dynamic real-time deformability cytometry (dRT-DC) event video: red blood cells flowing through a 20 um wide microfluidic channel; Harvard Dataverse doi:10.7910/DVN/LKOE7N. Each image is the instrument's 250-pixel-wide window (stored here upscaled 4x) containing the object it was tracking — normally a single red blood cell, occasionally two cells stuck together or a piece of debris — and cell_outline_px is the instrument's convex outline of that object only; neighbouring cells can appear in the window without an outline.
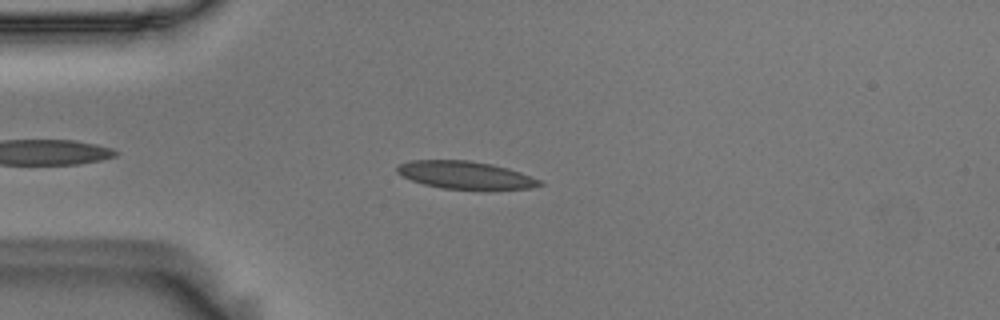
{"species": "Egyptian fruit bat (a non-hibernating species)", "species_latin": "Rousettus aegyptiacus", "temperature_condition": "room temperature", "stored_images_in_passage": 40, "camera_frame_rate_fps": 3000, "um_per_image_px": 0.085, "animal": {"sex": "male"}, "frame": {"image": 1, "passage_image": 7, "time_ms": 2.0, "image_size_px": [1000, 320], "cell_outline_px": [[544, 184], [528, 188], [484, 192], [444, 188], [424, 184], [412, 180], [396, 172], [396, 168], [400, 164], [412, 160], [468, 160], [492, 164], [508, 168], [520, 172], [540, 180]], "centroid_in_image_um": [39.61, 14.92], "position_along_channel_um": 45.4, "area_um2": 23.52}}
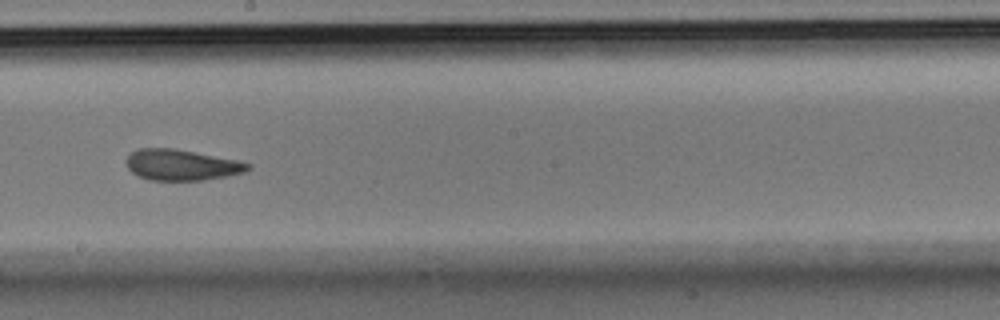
{"frame": {"image": 2, "passage_image": 24, "time_ms": 7.667, "image_size_px": [1000, 320], "cell_outline_px": [[252, 168], [244, 172], [204, 180], [152, 180], [140, 176], [132, 172], [128, 168], [128, 156], [132, 152], [140, 148], [172, 148], [236, 160], [252, 164]], "centroid_in_image_um": [15.45, 14.02], "position_along_channel_um": 232.7, "area_um2": 21.44}}
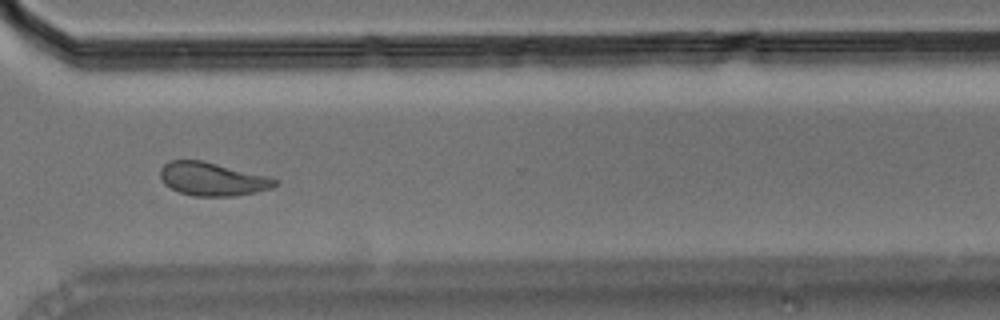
{"frame": {"image": 3, "passage_image": 34, "time_ms": 11.0, "image_size_px": [1000, 320], "cell_outline_px": [[280, 180], [272, 188], [256, 192], [232, 196], [192, 196], [180, 192], [164, 184], [160, 176], [160, 168], [168, 160], [204, 160], [268, 176]], "centroid_in_image_um": [18.05, 15.21], "position_along_channel_um": 352.5, "area_um2": 22.43}, "authors_computed_cell_mechanics": {"area_um2": 22.542, "velocity_mm_per_s": 3.6014, "shape_relaxation_time_tau1_ms": 7.4339, "shape_relaxation_time_tau2_ms": 2.3692, "deformation_change_tau1": 0.1698, "deformation_change_tau2": 0.0869}}